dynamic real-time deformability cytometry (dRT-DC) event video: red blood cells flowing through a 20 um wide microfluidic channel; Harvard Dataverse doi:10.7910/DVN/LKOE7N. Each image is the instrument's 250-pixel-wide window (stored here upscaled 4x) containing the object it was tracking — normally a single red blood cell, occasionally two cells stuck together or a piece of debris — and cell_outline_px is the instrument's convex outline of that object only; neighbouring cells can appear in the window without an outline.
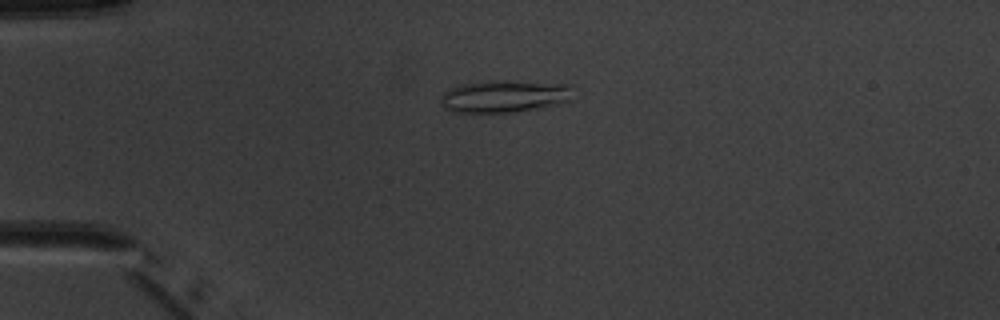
{"species": "common noctule bat (a hibernating species)", "species_latin": "Nyctalus noctula", "temperature_condition": "warm", "stored_images_in_passage": 5, "camera_frame_rate_fps": 3000, "um_per_image_px": 0.085, "animal": {"sex": "male", "body_mass_g": 20.1, "forearm_length_mm": 53.5}, "frame": {"image": 1, "passage_image": 4, "time_ms": 3.667, "image_size_px": [1000, 320], "cell_outline_px": [[572, 100], [556, 104], [512, 112], [452, 112], [444, 108], [440, 104], [440, 96], [448, 88], [460, 84], [568, 84]], "centroid_in_image_um": [42.75, 8.26], "position_along_channel_um": 42.3, "area_um2": 23.12}}